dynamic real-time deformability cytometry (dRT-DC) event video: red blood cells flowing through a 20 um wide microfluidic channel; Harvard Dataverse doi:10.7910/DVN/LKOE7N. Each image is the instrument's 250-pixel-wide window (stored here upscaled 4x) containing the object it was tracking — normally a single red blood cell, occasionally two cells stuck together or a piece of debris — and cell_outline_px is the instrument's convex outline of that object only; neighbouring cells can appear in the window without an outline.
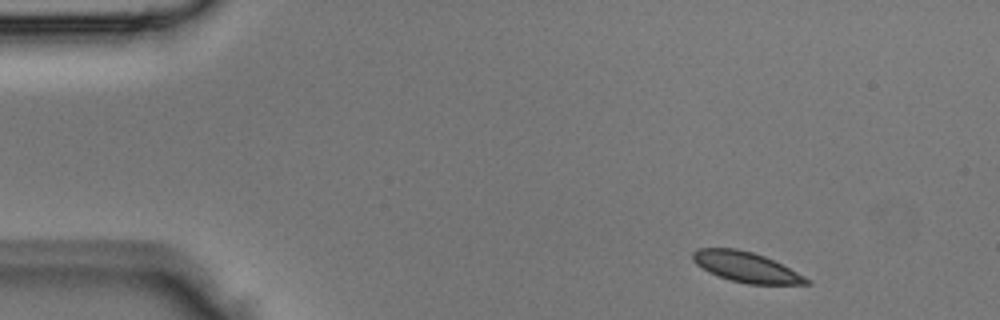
{"species": "Egyptian fruit bat (a non-hibernating species)", "species_latin": "Rousettus aegyptiacus", "temperature_condition": "room temperature", "stored_images_in_passage": 3, "camera_frame_rate_fps": 3000, "um_per_image_px": 0.085, "animal": {"sex": "male"}, "frame": {"image": 1, "passage_image": 1, "time_ms": 0.0, "image_size_px": [1000, 320], "cell_outline_px": [[812, 284], [748, 284], [732, 280], [708, 272], [696, 264], [692, 260], [692, 252], [696, 248], [736, 248], [752, 252], [764, 256], [812, 280]], "centroid_in_image_um": [63.39, 22.69], "position_along_channel_um": 21.6, "area_um2": 19.83}}
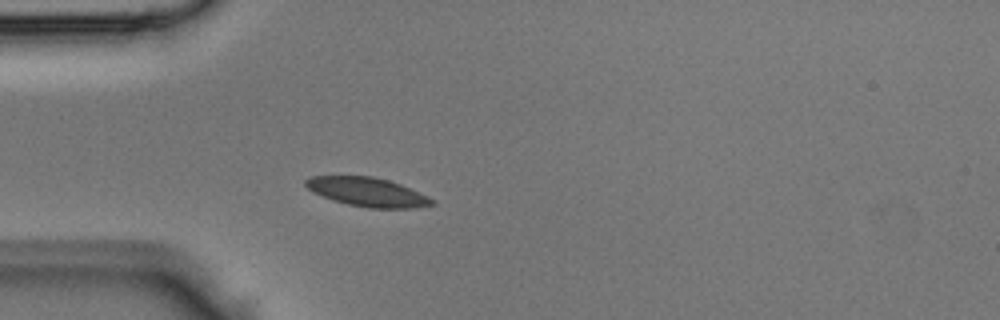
{"frame": {"image": 2, "passage_image": 3, "time_ms": 0.667, "image_size_px": [1000, 320], "cell_outline_px": [[436, 204], [412, 208], [368, 208], [348, 204], [332, 200], [312, 192], [304, 184], [304, 180], [308, 176], [372, 176], [388, 180], [400, 184], [436, 200]], "centroid_in_image_um": [31.21, 16.32], "position_along_channel_um": 53.8, "area_um2": 21.33}}